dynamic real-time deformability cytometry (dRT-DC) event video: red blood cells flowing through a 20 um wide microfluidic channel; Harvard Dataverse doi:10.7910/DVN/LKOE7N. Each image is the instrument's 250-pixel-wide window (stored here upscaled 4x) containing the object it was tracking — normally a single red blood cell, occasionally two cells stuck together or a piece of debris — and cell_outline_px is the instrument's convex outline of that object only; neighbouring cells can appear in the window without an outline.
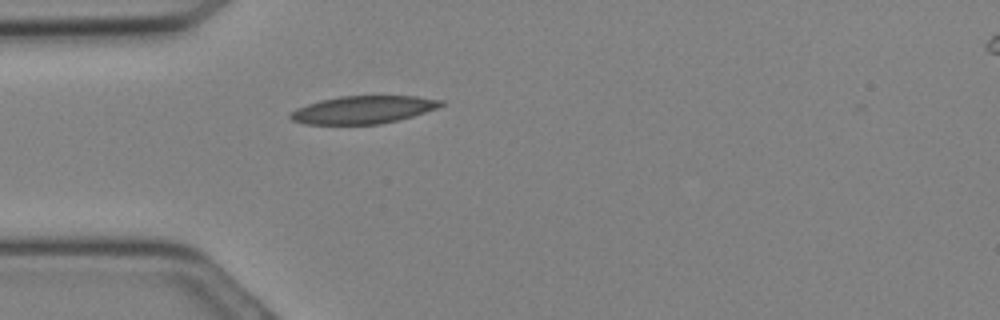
{"species": "Egyptian fruit bat (a non-hibernating species)", "species_latin": "Rousettus aegyptiacus", "temperature_condition": "cold", "stored_images_in_passage": 9, "camera_frame_rate_fps": 3000, "um_per_image_px": 0.085, "animal": {"sex": "female"}, "frame": {"image": 1, "passage_image": 3, "time_ms": 0.667, "image_size_px": [1000, 320], "cell_outline_px": [[444, 104], [436, 108], [412, 116], [380, 124], [304, 124], [292, 120], [288, 116], [296, 108], [320, 100], [340, 96], [416, 96], [444, 100]], "centroid_in_image_um": [30.86, 9.32], "position_along_channel_um": 54.1, "area_um2": 24.16}}
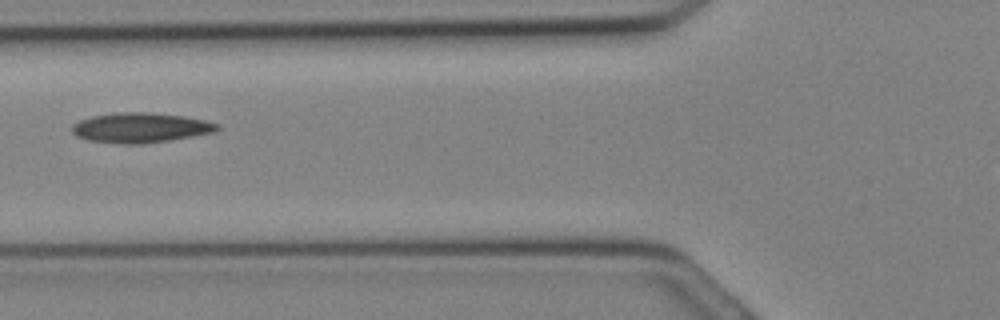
{"frame": {"image": 2, "passage_image": 6, "time_ms": 1.667, "image_size_px": [1000, 320], "cell_outline_px": [[220, 128], [216, 132], [144, 144], [124, 144], [88, 140], [76, 136], [72, 132], [72, 124], [80, 120], [92, 116], [120, 112], [148, 112], [184, 116], [204, 120], [220, 124]], "centroid_in_image_um": [11.95, 10.85], "position_along_channel_um": 113.9, "area_um2": 25.32}}
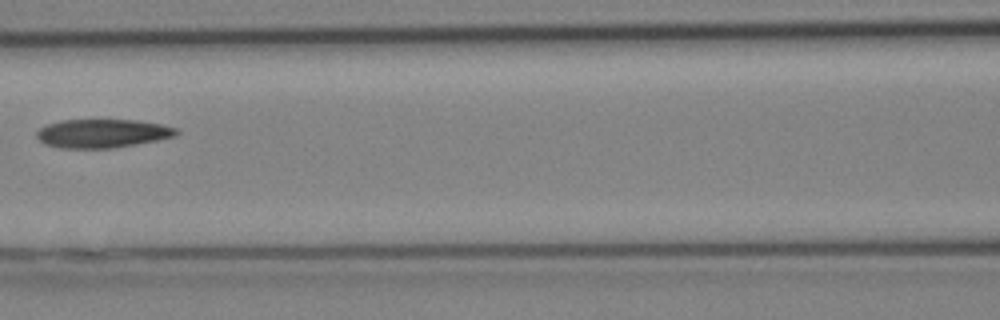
{"frame": {"image": 3, "passage_image": 8, "time_ms": 2.333, "image_size_px": [1000, 320], "cell_outline_px": [[180, 132], [176, 136], [136, 144], [112, 148], [60, 148], [44, 144], [36, 136], [36, 132], [40, 128], [48, 124], [60, 120], [140, 120], [160, 124], [176, 128]], "centroid_in_image_um": [8.7, 11.34], "position_along_channel_um": 157.9, "area_um2": 23.29}}